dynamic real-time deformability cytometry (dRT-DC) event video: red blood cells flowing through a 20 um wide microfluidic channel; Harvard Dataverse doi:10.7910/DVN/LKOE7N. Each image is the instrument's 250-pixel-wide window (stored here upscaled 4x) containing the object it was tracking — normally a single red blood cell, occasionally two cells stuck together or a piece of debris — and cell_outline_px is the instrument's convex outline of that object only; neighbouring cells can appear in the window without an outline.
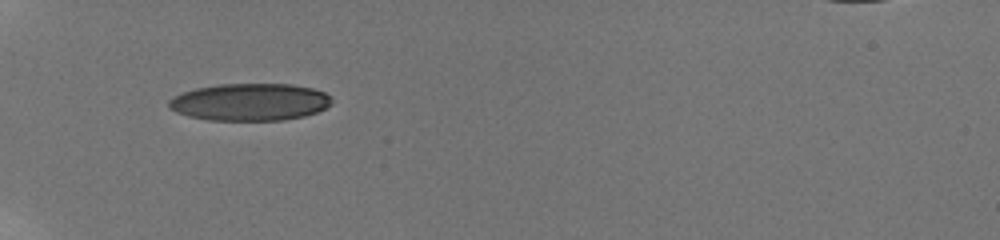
{"species": "human", "species_latin": "Homo sapiens", "temperature_condition": "room temperature", "stored_images_in_passage": 13, "camera_frame_rate_fps": 3000, "um_per_image_px": 0.085, "donor": {"sex": "male"}, "frame": {"image": 1, "passage_image": 1, "time_ms": 0.0, "image_size_px": [1000, 240], "cell_outline_px": [[332, 104], [316, 112], [304, 116], [284, 120], [208, 120], [188, 116], [176, 112], [168, 108], [168, 100], [184, 92], [196, 88], [220, 84], [292, 84], [312, 88], [324, 92], [332, 96]], "centroid_in_image_um": [21.26, 8.67], "position_along_channel_um": 63.7, "area_um2": 35.43}}